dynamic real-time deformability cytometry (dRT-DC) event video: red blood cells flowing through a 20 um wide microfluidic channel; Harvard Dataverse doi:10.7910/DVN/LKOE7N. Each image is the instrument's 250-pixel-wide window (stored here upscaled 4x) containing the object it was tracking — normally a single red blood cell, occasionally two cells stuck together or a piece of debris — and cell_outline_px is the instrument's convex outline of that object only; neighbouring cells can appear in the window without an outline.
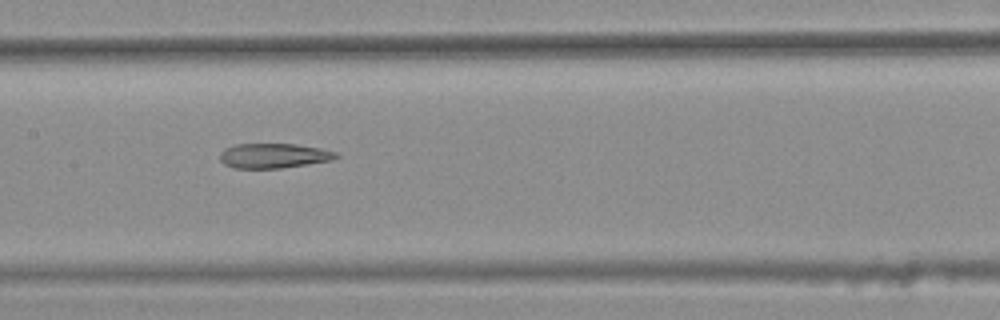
{"species": "common noctule bat (a hibernating species)", "species_latin": "Nyctalus noctula", "temperature_condition": "warm", "stored_images_in_passage": 47, "segment_of_instrument_passage": [2, 2], "camera_frame_rate_fps": 3000, "um_per_image_px": 0.085, "animal": {"sex": "female", "body_mass_g": 25.1}, "frame": {"image": 1, "passage_image": 26, "time_ms": 8.333, "image_size_px": [1000, 320], "cell_outline_px": [[340, 156], [332, 160], [280, 168], [236, 168], [224, 164], [220, 160], [220, 152], [224, 148], [236, 144], [296, 144], [320, 148], [336, 152]], "centroid_in_image_um": [23.25, 13.23], "position_along_channel_um": 184.2, "area_um2": 16.7}}
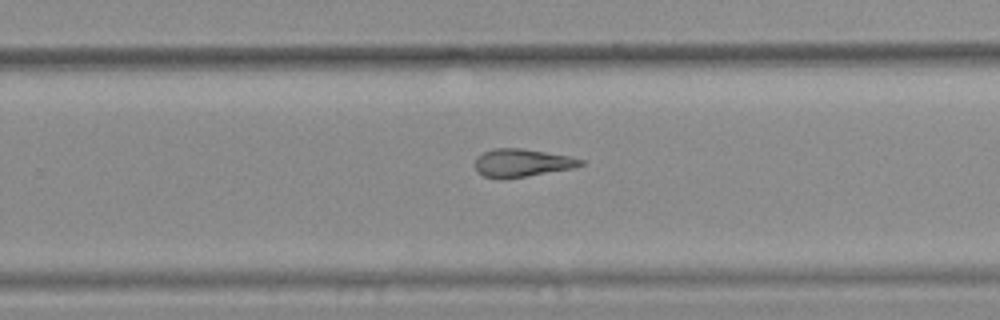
{"frame": {"image": 2, "passage_image": 34, "time_ms": 11.0, "image_size_px": [1000, 320], "cell_outline_px": [[584, 164], [572, 168], [528, 176], [500, 180], [484, 176], [476, 172], [476, 156], [492, 148], [520, 148], [568, 156], [584, 160]], "centroid_in_image_um": [44.31, 13.86], "position_along_channel_um": 285.5, "area_um2": 17.22}}
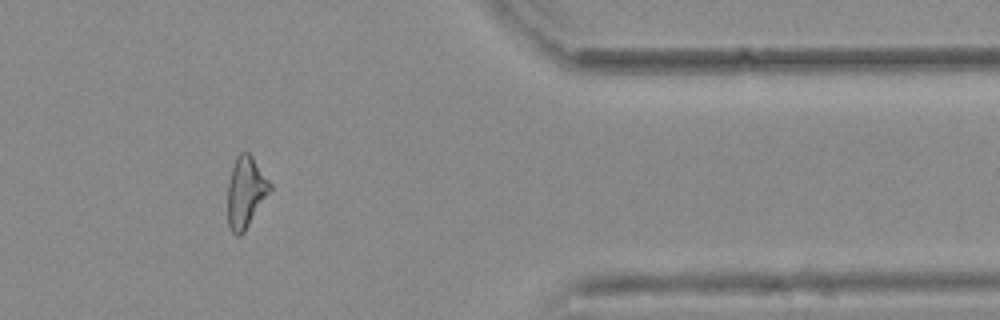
{"frame": {"image": 3, "passage_image": 44, "time_ms": 14.333, "image_size_px": [1000, 320], "cell_outline_px": [[272, 188], [244, 232], [240, 236], [236, 236], [228, 228], [228, 184], [232, 168], [236, 156], [240, 152], [248, 152], [252, 156], [272, 184]], "centroid_in_image_um": [20.88, 16.34], "position_along_channel_um": 390.5, "area_um2": 17.46}}